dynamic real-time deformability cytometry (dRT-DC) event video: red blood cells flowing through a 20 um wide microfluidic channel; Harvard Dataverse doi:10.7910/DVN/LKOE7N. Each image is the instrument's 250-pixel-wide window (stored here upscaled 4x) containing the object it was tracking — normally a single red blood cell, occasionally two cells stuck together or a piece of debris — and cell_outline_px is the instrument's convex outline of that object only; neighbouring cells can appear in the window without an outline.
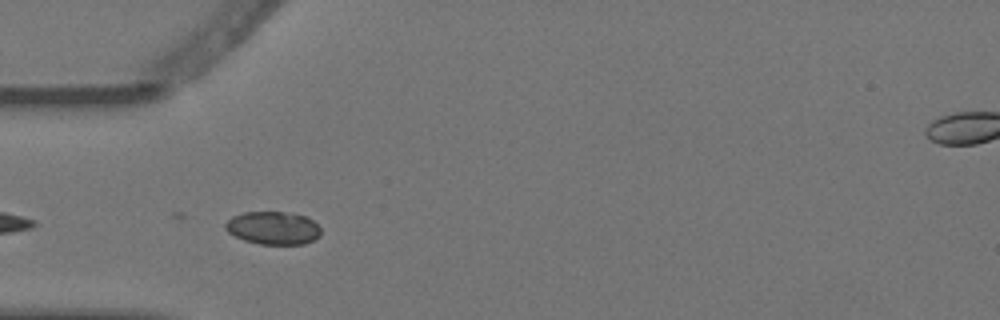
{"species": "Egyptian fruit bat (a non-hibernating species)", "species_latin": "Rousettus aegyptiacus", "temperature_condition": "warm", "stored_images_in_passage": 5, "camera_frame_rate_fps": 3000, "um_per_image_px": 0.085, "animal": {"sex": "female"}, "frame": {"image": 1, "passage_image": 4, "time_ms": 1.0, "image_size_px": [1000, 320], "cell_outline_px": [[320, 236], [316, 240], [304, 244], [260, 244], [244, 240], [228, 232], [224, 228], [224, 224], [232, 216], [244, 212], [288, 212], [304, 216], [312, 220], [320, 228]], "centroid_in_image_um": [23.22, 19.38], "position_along_channel_um": 61.8, "area_um2": 18.38}}